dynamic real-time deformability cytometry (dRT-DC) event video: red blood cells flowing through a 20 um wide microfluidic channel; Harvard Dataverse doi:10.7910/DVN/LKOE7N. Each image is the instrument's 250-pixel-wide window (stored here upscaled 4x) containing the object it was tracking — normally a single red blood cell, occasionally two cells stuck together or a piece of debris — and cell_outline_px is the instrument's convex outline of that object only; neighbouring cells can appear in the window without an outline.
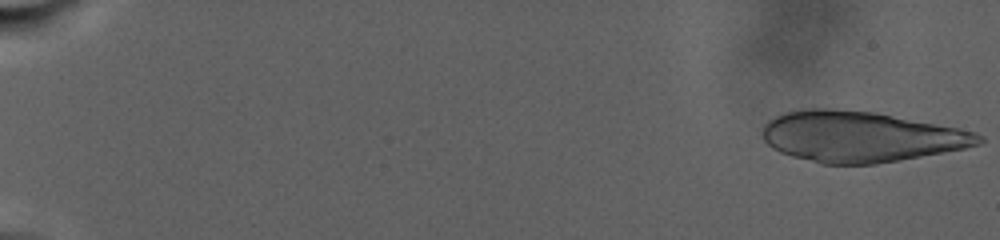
{"species": "human", "species_latin": "Homo sapiens", "temperature_condition": "warm", "stored_images_in_passage": 58, "camera_frame_rate_fps": 3000, "um_per_image_px": 0.085, "donor": {"sex": "male"}, "frame": {"image": 1, "passage_image": 1, "time_ms": 0.0, "image_size_px": [1000, 240], "cell_outline_px": [[984, 140], [980, 144], [964, 148], [900, 160], [876, 164], [820, 164], [792, 156], [780, 152], [772, 148], [764, 140], [760, 132], [764, 124], [768, 120], [784, 112], [800, 108], [832, 108], [876, 112], [956, 128], [972, 132], [984, 136]], "centroid_in_image_um": [73.07, 11.61], "position_along_channel_um": 11.9, "area_um2": 63.98}}
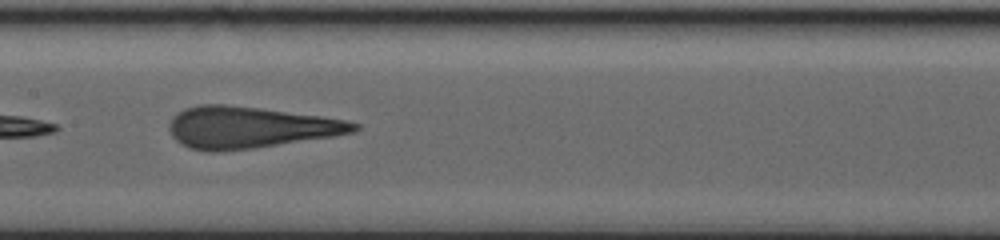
{"frame": {"image": 2, "passage_image": 25, "time_ms": 16.333, "image_size_px": [1000, 240], "cell_outline_px": [[360, 128], [352, 132], [332, 136], [252, 148], [220, 152], [212, 152], [188, 148], [180, 144], [172, 136], [168, 128], [168, 124], [172, 116], [184, 108], [200, 104], [224, 104], [260, 108], [320, 116], [344, 120], [360, 124]], "centroid_in_image_um": [21.15, 10.82], "position_along_channel_um": 186.3, "area_um2": 44.62}}
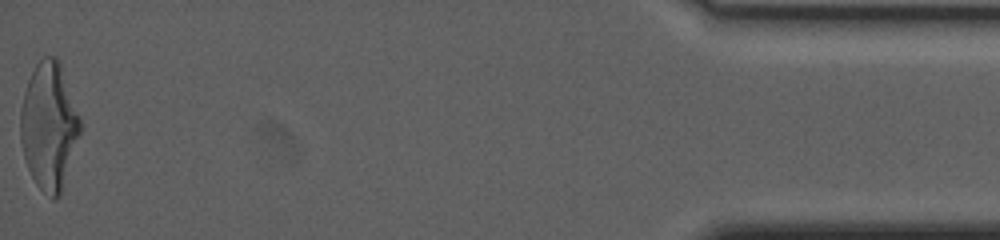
{"frame": {"image": 3, "passage_image": 58, "time_ms": 30.0, "image_size_px": [1000, 240], "cell_outline_px": [[80, 132], [60, 196], [56, 200], [52, 200], [36, 184], [28, 168], [24, 156], [20, 140], [20, 108], [24, 92], [28, 80], [36, 64], [44, 56], [56, 56], [60, 60], [80, 116]], "centroid_in_image_um": [4.16, 10.69], "position_along_channel_um": 431.0, "area_um2": 44.27}, "authors_computed_cell_mechanics": {"area_um2": 44.3037, "velocity_mm_per_s": 2.3708, "shape_relaxation_time_tau1_ms": 10.587, "shape_relaxation_time_tau2_ms": 1.471, "deformation_change_tau1": 0.2804, "deformation_change_tau2": 0.1199}}